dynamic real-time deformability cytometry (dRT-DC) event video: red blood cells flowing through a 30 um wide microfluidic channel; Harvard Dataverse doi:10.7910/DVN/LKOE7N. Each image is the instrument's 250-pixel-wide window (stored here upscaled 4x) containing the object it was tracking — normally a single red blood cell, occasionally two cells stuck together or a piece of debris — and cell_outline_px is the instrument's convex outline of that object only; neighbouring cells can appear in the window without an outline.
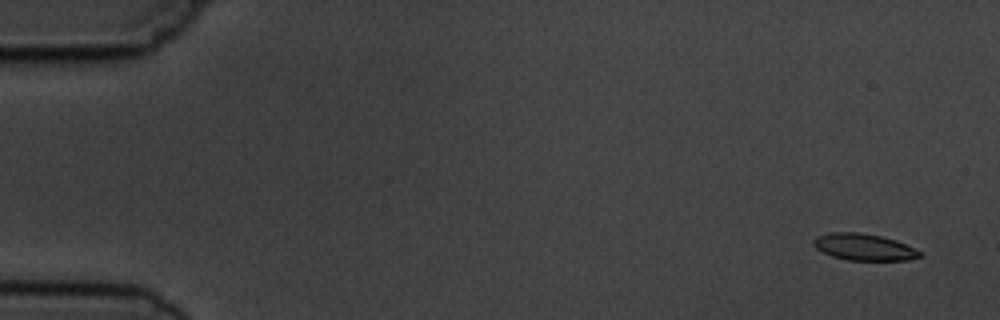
{"species": "common noctule bat (a hibernating species)", "species_latin": "Nyctalus noctula", "temperature_condition": "cold", "stored_images_in_passage": 4, "camera_frame_rate_fps": 3000, "um_per_image_px": 0.085, "animal": {"sex": "male", "body_mass_g": 19.5, "forearm_length_mm": 54.6}, "frame": {"image": 1, "passage_image": 1, "time_ms": 0.0, "image_size_px": [1000, 320], "cell_outline_px": [[924, 256], [908, 260], [848, 260], [832, 256], [816, 248], [812, 244], [812, 240], [816, 236], [832, 232], [860, 232], [880, 236], [896, 240], [920, 252]], "centroid_in_image_um": [73.41, 20.99], "position_along_channel_um": 11.6, "area_um2": 16.42}}
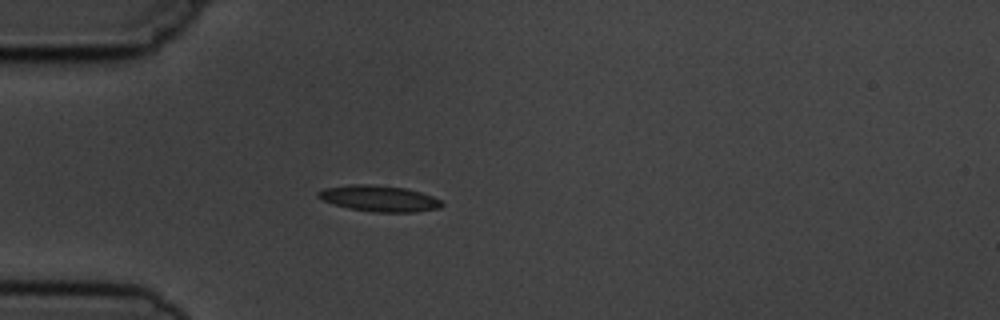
{"frame": {"image": 2, "passage_image": 4, "time_ms": 4.333, "image_size_px": [1000, 320], "cell_outline_px": [[444, 204], [440, 208], [416, 212], [372, 212], [348, 208], [324, 200], [316, 196], [316, 192], [324, 188], [348, 184], [372, 184], [404, 188], [420, 192], [432, 196], [440, 200]], "centroid_in_image_um": [32.22, 16.87], "position_along_channel_um": 52.8, "area_um2": 18.79}}